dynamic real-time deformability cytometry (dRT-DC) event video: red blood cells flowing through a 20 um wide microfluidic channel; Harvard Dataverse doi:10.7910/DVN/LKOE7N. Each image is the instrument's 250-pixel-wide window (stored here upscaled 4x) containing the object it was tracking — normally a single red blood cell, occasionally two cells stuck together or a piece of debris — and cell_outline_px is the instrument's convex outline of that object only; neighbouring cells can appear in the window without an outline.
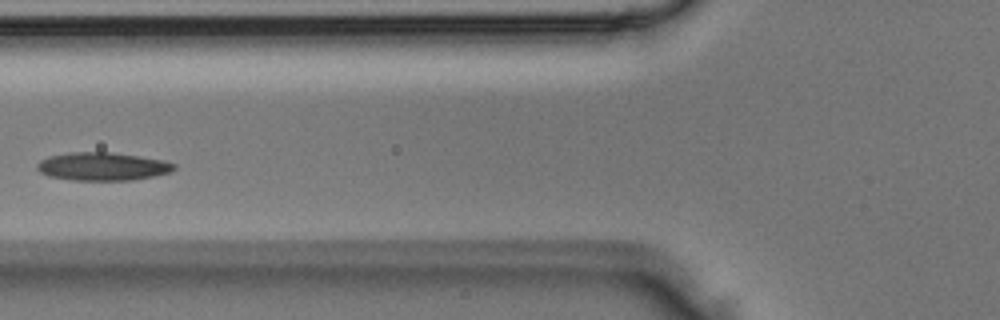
{"species": "Egyptian fruit bat (a non-hibernating species)", "species_latin": "Rousettus aegyptiacus", "temperature_condition": "room temperature", "stored_images_in_passage": 3, "camera_frame_rate_fps": 3000, "um_per_image_px": 0.085, "animal": {"sex": "male"}, "frame": {"image": 1, "passage_image": 3, "time_ms": 0.667, "image_size_px": [1000, 320], "cell_outline_px": [[176, 168], [172, 172], [132, 180], [72, 180], [48, 176], [40, 172], [36, 168], [36, 164], [40, 160], [48, 156], [68, 152], [112, 152], [164, 160], [176, 164]], "centroid_in_image_um": [8.7, 14.14], "position_along_channel_um": 117.1, "area_um2": 22.6}}